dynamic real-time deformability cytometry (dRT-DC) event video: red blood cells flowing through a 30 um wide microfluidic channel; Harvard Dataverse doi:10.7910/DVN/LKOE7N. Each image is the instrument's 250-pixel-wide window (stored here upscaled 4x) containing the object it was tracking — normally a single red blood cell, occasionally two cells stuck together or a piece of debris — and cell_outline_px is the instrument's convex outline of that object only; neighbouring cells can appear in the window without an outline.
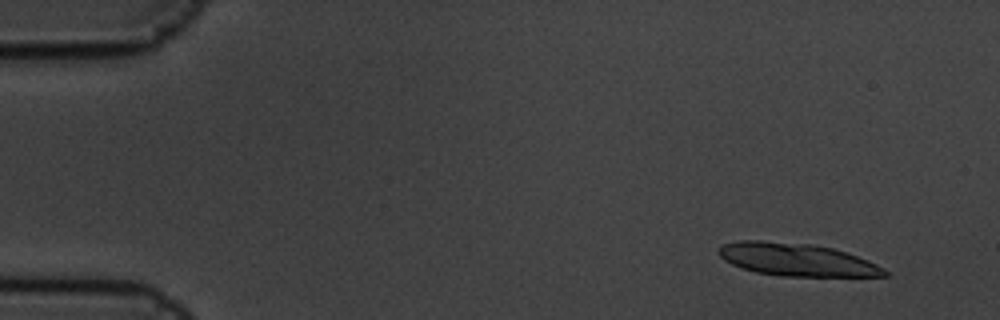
{"species": "common noctule bat (a hibernating species)", "species_latin": "Nyctalus noctula", "temperature_condition": "cold", "stored_images_in_passage": 5, "camera_frame_rate_fps": 3000, "um_per_image_px": 0.085, "animal": {"sex": "male", "body_mass_g": 19.5, "forearm_length_mm": 54.6}, "frame": {"image": 1, "passage_image": 1, "time_ms": 0.0, "image_size_px": [1000, 320], "cell_outline_px": [[888, 276], [780, 276], [756, 272], [732, 264], [724, 260], [716, 252], [720, 244], [736, 240], [760, 240], [812, 244], [832, 248], [848, 252], [868, 260], [884, 268], [888, 272]], "centroid_in_image_um": [67.69, 22.05], "position_along_channel_um": 17.3, "area_um2": 31.85}}